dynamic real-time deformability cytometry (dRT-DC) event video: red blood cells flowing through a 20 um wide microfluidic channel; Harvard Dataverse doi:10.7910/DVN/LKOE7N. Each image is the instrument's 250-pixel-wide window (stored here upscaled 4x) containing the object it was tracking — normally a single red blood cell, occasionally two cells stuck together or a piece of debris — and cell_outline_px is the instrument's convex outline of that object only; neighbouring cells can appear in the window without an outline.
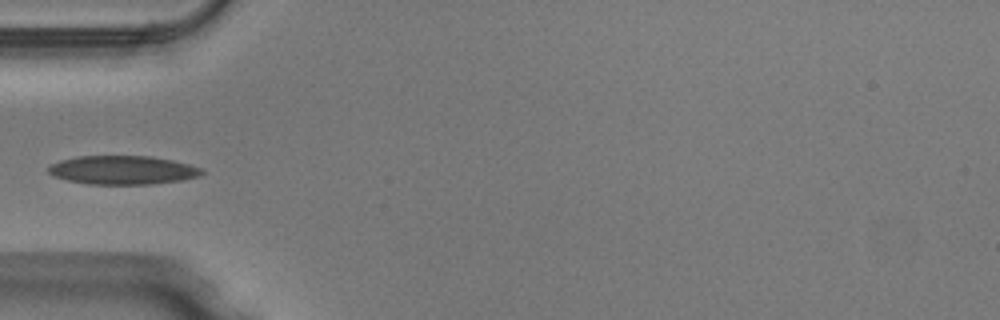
{"species": "Egyptian fruit bat (a non-hibernating species)", "species_latin": "Rousettus aegyptiacus", "temperature_condition": "warm", "stored_images_in_passage": 25, "camera_frame_rate_fps": 3000, "um_per_image_px": 0.085, "animal": {"sex": "male"}, "frame": {"image": 1, "passage_image": 1, "time_ms": 0.0, "image_size_px": [1000, 320], "cell_outline_px": [[204, 172], [200, 176], [180, 180], [152, 184], [88, 184], [68, 180], [52, 176], [48, 172], [48, 168], [52, 164], [60, 160], [76, 156], [152, 156], [172, 160], [204, 168]], "centroid_in_image_um": [10.43, 14.45], "position_along_channel_um": 74.6, "area_um2": 25.72}}
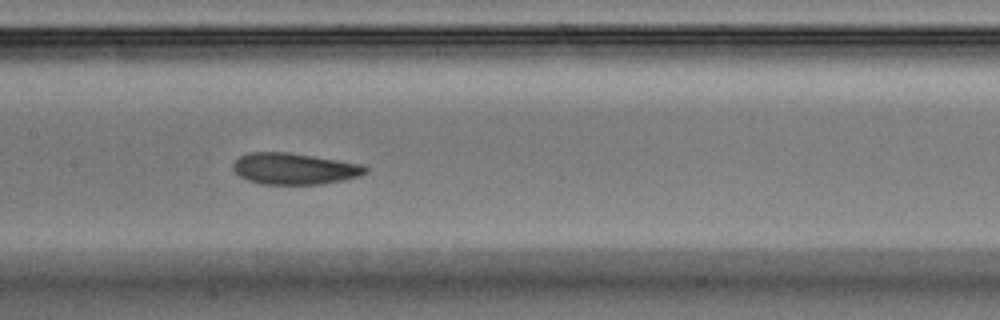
{"frame": {"image": 2, "passage_image": 9, "time_ms": 2.667, "image_size_px": [1000, 320], "cell_outline_px": [[368, 172], [360, 176], [320, 184], [260, 184], [248, 180], [240, 176], [232, 168], [232, 164], [240, 156], [248, 152], [288, 152], [360, 164], [368, 168]], "centroid_in_image_um": [24.98, 14.34], "position_along_channel_um": 182.4, "area_um2": 23.99}}
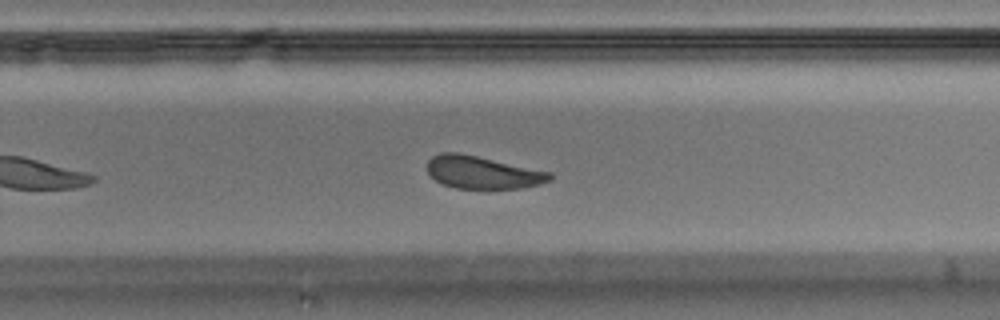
{"frame": {"image": 3, "passage_image": 17, "time_ms": 5.333, "image_size_px": [1000, 320], "cell_outline_px": [[552, 180], [540, 184], [524, 188], [456, 188], [444, 184], [436, 180], [428, 172], [428, 160], [432, 156], [440, 152], [456, 152], [476, 156], [552, 172]], "centroid_in_image_um": [41.04, 14.65], "position_along_channel_um": 288.8, "area_um2": 23.12}}